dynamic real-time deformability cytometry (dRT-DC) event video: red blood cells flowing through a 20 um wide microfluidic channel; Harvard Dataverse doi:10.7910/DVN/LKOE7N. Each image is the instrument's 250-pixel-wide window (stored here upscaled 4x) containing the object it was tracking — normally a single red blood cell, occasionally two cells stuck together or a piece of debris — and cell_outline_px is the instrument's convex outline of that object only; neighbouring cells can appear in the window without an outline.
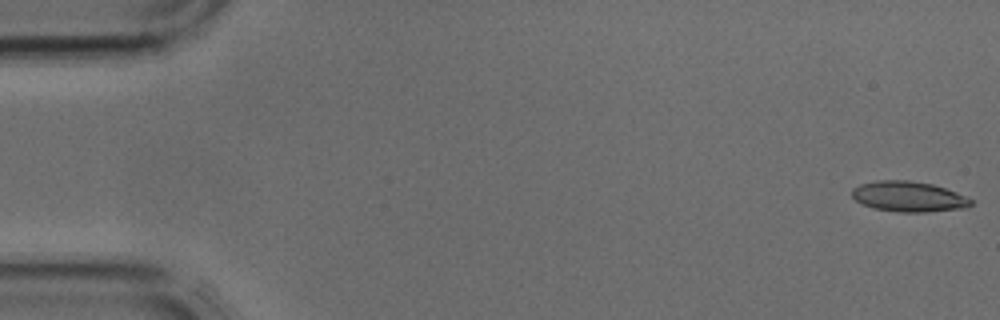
{"species": "common noctule bat (a hibernating species)", "species_latin": "Nyctalus noctula", "temperature_condition": "cold", "stored_images_in_passage": 42, "camera_frame_rate_fps": 3000, "um_per_image_px": 0.085, "animal": {"sex": "male", "body_mass_g": 17.9, "forearm_length_mm": 54.2}, "frame": {"image": 1, "passage_image": 1, "time_ms": 0.0, "image_size_px": [1000, 320], "cell_outline_px": [[972, 204], [968, 208], [928, 212], [896, 212], [872, 208], [856, 200], [852, 196], [852, 188], [860, 184], [876, 180], [908, 180], [932, 184], [956, 192], [972, 200]], "centroid_in_image_um": [77.23, 16.71], "position_along_channel_um": 7.8, "area_um2": 21.15}}
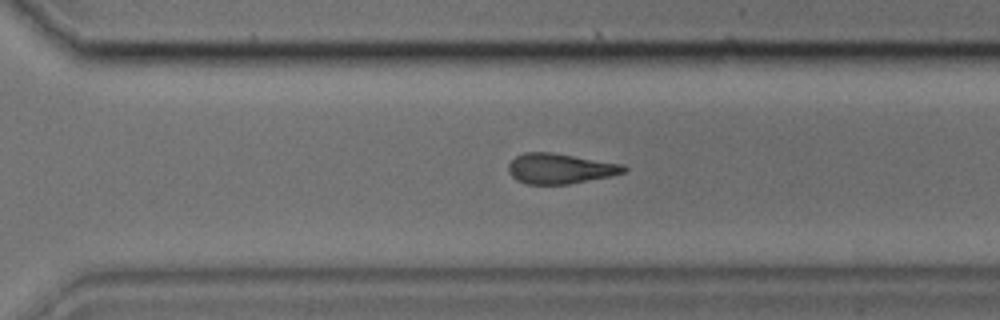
{"frame": {"image": 2, "passage_image": 29, "time_ms": 9.333, "image_size_px": [1000, 320], "cell_outline_px": [[628, 168], [624, 172], [612, 176], [568, 184], [524, 184], [516, 180], [508, 172], [508, 164], [516, 156], [524, 152], [552, 152], [624, 164]], "centroid_in_image_um": [47.6, 14.33], "position_along_channel_um": 323.0, "area_um2": 20.52}}
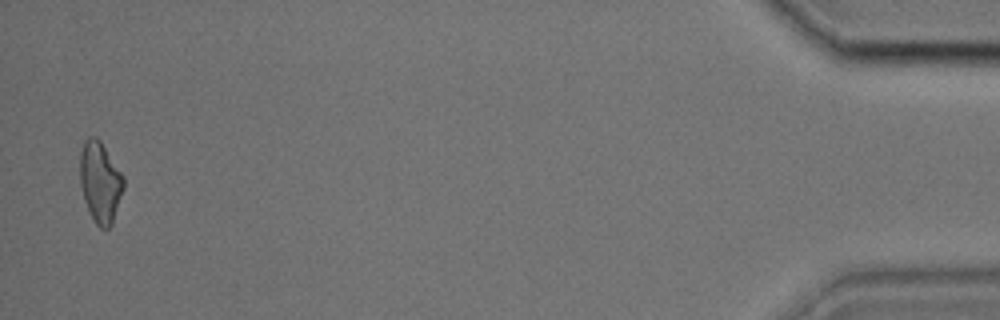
{"frame": {"image": 3, "passage_image": 41, "time_ms": 13.333, "image_size_px": [1000, 320], "cell_outline_px": [[124, 188], [112, 224], [108, 228], [100, 228], [96, 224], [84, 200], [80, 184], [80, 152], [84, 140], [88, 136], [96, 136], [100, 140], [124, 176]], "centroid_in_image_um": [8.51, 15.45], "position_along_channel_um": 426.7, "area_um2": 20.58}}